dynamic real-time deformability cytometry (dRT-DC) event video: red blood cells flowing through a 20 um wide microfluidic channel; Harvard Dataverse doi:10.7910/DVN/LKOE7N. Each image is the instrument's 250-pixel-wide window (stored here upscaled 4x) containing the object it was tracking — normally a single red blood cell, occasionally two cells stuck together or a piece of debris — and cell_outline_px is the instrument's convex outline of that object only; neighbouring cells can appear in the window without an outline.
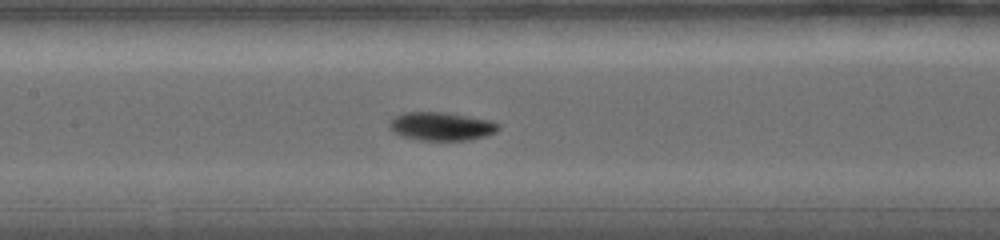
{"species": "common noctule bat (a hibernating species)", "species_latin": "Nyctalus noctula", "temperature_condition": "warm", "stored_images_in_passage": 56, "camera_frame_rate_fps": 5000, "um_per_image_px": 0.085, "animal": {"sex": "female", "body_mass_g": 19.0, "forearm_length_mm": 56.7}, "frame": {"image": 1, "passage_image": 24, "time_ms": 6.4, "image_size_px": [1000, 240], "cell_outline_px": [[500, 128], [496, 132], [472, 140], [416, 140], [400, 136], [392, 132], [388, 128], [388, 120], [392, 116], [404, 112], [444, 112], [492, 120], [500, 124]], "centroid_in_image_um": [37.46, 10.73], "position_along_channel_um": 169.9, "area_um2": 18.5}}
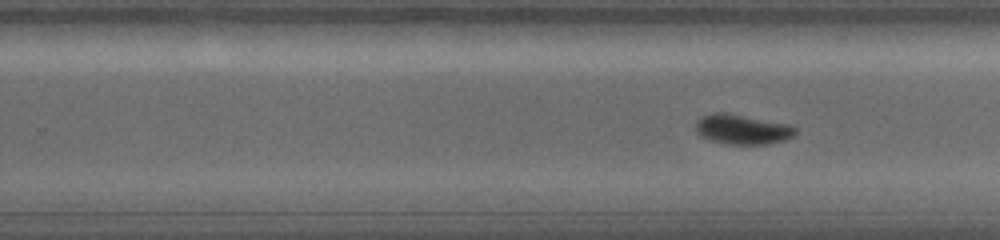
{"frame": {"image": 2, "passage_image": 36, "time_ms": 9.0, "image_size_px": [1000, 240], "cell_outline_px": [[796, 132], [792, 136], [784, 140], [768, 144], [724, 144], [708, 140], [700, 136], [696, 132], [696, 120], [712, 112], [724, 112], [788, 124], [796, 128]], "centroid_in_image_um": [63.05, 11.0], "position_along_channel_um": 266.8, "area_um2": 17.34}}
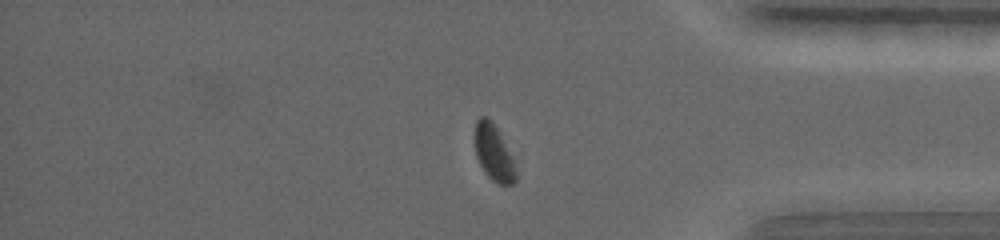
{"frame": {"image": 3, "passage_image": 52, "time_ms": 12.8, "image_size_px": [1000, 240], "cell_outline_px": [[516, 180], [512, 184], [496, 184], [484, 172], [476, 156], [472, 136], [476, 120], [480, 116], [488, 116], [492, 120], [512, 156], [516, 172]], "centroid_in_image_um": [41.91, 12.94], "position_along_channel_um": 393.3, "area_um2": 13.76}, "authors_computed_cell_mechanics": {"area_um2": 16.6464, "velocity_mm_per_s": 3.738, "shape_relaxation_time_tau1_ms": 2.809, "shape_relaxation_time_tau2_ms": 6.3816, "deformation_change_tau1": 0.1412, "deformation_change_tau2": 0.0741}}